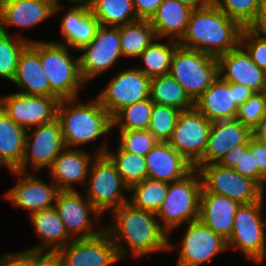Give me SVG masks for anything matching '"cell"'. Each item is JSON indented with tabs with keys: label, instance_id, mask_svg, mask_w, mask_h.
Returning a JSON list of instances; mask_svg holds the SVG:
<instances>
[{
	"label": "cell",
	"instance_id": "cell-45",
	"mask_svg": "<svg viewBox=\"0 0 266 266\" xmlns=\"http://www.w3.org/2000/svg\"><path fill=\"white\" fill-rule=\"evenodd\" d=\"M29 266H62L58 250H34L29 248Z\"/></svg>",
	"mask_w": 266,
	"mask_h": 266
},
{
	"label": "cell",
	"instance_id": "cell-47",
	"mask_svg": "<svg viewBox=\"0 0 266 266\" xmlns=\"http://www.w3.org/2000/svg\"><path fill=\"white\" fill-rule=\"evenodd\" d=\"M0 266H29V249L1 255Z\"/></svg>",
	"mask_w": 266,
	"mask_h": 266
},
{
	"label": "cell",
	"instance_id": "cell-44",
	"mask_svg": "<svg viewBox=\"0 0 266 266\" xmlns=\"http://www.w3.org/2000/svg\"><path fill=\"white\" fill-rule=\"evenodd\" d=\"M240 45L247 51L252 61L266 72V36L243 28L240 35Z\"/></svg>",
	"mask_w": 266,
	"mask_h": 266
},
{
	"label": "cell",
	"instance_id": "cell-6",
	"mask_svg": "<svg viewBox=\"0 0 266 266\" xmlns=\"http://www.w3.org/2000/svg\"><path fill=\"white\" fill-rule=\"evenodd\" d=\"M68 47L55 41L40 40V60L50 89L60 99L78 98L86 84L80 74L79 58Z\"/></svg>",
	"mask_w": 266,
	"mask_h": 266
},
{
	"label": "cell",
	"instance_id": "cell-4",
	"mask_svg": "<svg viewBox=\"0 0 266 266\" xmlns=\"http://www.w3.org/2000/svg\"><path fill=\"white\" fill-rule=\"evenodd\" d=\"M201 191V176L195 168L183 179L169 183L166 197L156 214L168 235L183 224L199 219Z\"/></svg>",
	"mask_w": 266,
	"mask_h": 266
},
{
	"label": "cell",
	"instance_id": "cell-31",
	"mask_svg": "<svg viewBox=\"0 0 266 266\" xmlns=\"http://www.w3.org/2000/svg\"><path fill=\"white\" fill-rule=\"evenodd\" d=\"M149 97L153 103L173 107L180 111L194 108V102L170 74L151 78Z\"/></svg>",
	"mask_w": 266,
	"mask_h": 266
},
{
	"label": "cell",
	"instance_id": "cell-5",
	"mask_svg": "<svg viewBox=\"0 0 266 266\" xmlns=\"http://www.w3.org/2000/svg\"><path fill=\"white\" fill-rule=\"evenodd\" d=\"M265 188L262 189L260 200L240 204L234 216V227L227 241V248L241 251L246 258L255 263L266 259V227L263 220Z\"/></svg>",
	"mask_w": 266,
	"mask_h": 266
},
{
	"label": "cell",
	"instance_id": "cell-46",
	"mask_svg": "<svg viewBox=\"0 0 266 266\" xmlns=\"http://www.w3.org/2000/svg\"><path fill=\"white\" fill-rule=\"evenodd\" d=\"M163 0H133V7L138 19L150 20Z\"/></svg>",
	"mask_w": 266,
	"mask_h": 266
},
{
	"label": "cell",
	"instance_id": "cell-33",
	"mask_svg": "<svg viewBox=\"0 0 266 266\" xmlns=\"http://www.w3.org/2000/svg\"><path fill=\"white\" fill-rule=\"evenodd\" d=\"M159 40L163 39L155 38L138 57L144 66L137 68L149 78L169 74L172 55L179 45L178 41L172 39H168L166 43Z\"/></svg>",
	"mask_w": 266,
	"mask_h": 266
},
{
	"label": "cell",
	"instance_id": "cell-10",
	"mask_svg": "<svg viewBox=\"0 0 266 266\" xmlns=\"http://www.w3.org/2000/svg\"><path fill=\"white\" fill-rule=\"evenodd\" d=\"M80 74L87 84L113 68L120 57H123L119 27L99 26L94 39L80 50Z\"/></svg>",
	"mask_w": 266,
	"mask_h": 266
},
{
	"label": "cell",
	"instance_id": "cell-35",
	"mask_svg": "<svg viewBox=\"0 0 266 266\" xmlns=\"http://www.w3.org/2000/svg\"><path fill=\"white\" fill-rule=\"evenodd\" d=\"M220 166L233 168L242 176L257 182L262 188H266V179L254 167V138L251 137L246 144L230 149L217 162Z\"/></svg>",
	"mask_w": 266,
	"mask_h": 266
},
{
	"label": "cell",
	"instance_id": "cell-51",
	"mask_svg": "<svg viewBox=\"0 0 266 266\" xmlns=\"http://www.w3.org/2000/svg\"><path fill=\"white\" fill-rule=\"evenodd\" d=\"M193 10L205 7L211 0H177Z\"/></svg>",
	"mask_w": 266,
	"mask_h": 266
},
{
	"label": "cell",
	"instance_id": "cell-20",
	"mask_svg": "<svg viewBox=\"0 0 266 266\" xmlns=\"http://www.w3.org/2000/svg\"><path fill=\"white\" fill-rule=\"evenodd\" d=\"M19 180L5 192L4 198L11 201L12 206L27 210L29 215L54 207L60 192L57 185L43 182L38 176L21 171H10Z\"/></svg>",
	"mask_w": 266,
	"mask_h": 266
},
{
	"label": "cell",
	"instance_id": "cell-24",
	"mask_svg": "<svg viewBox=\"0 0 266 266\" xmlns=\"http://www.w3.org/2000/svg\"><path fill=\"white\" fill-rule=\"evenodd\" d=\"M252 131L236 119L212 122L203 157L194 166L217 163L230 149L246 144Z\"/></svg>",
	"mask_w": 266,
	"mask_h": 266
},
{
	"label": "cell",
	"instance_id": "cell-22",
	"mask_svg": "<svg viewBox=\"0 0 266 266\" xmlns=\"http://www.w3.org/2000/svg\"><path fill=\"white\" fill-rule=\"evenodd\" d=\"M218 75L225 81L248 87L255 93L266 92V72L259 68L239 44L217 58Z\"/></svg>",
	"mask_w": 266,
	"mask_h": 266
},
{
	"label": "cell",
	"instance_id": "cell-27",
	"mask_svg": "<svg viewBox=\"0 0 266 266\" xmlns=\"http://www.w3.org/2000/svg\"><path fill=\"white\" fill-rule=\"evenodd\" d=\"M240 204L223 195L201 192L199 220L228 241L234 227V216Z\"/></svg>",
	"mask_w": 266,
	"mask_h": 266
},
{
	"label": "cell",
	"instance_id": "cell-1",
	"mask_svg": "<svg viewBox=\"0 0 266 266\" xmlns=\"http://www.w3.org/2000/svg\"><path fill=\"white\" fill-rule=\"evenodd\" d=\"M110 217L112 221L105 226V230L116 245L122 261L129 255L140 258L153 252L174 250L175 245L171 243L172 240L161 227L155 213L126 202L114 209Z\"/></svg>",
	"mask_w": 266,
	"mask_h": 266
},
{
	"label": "cell",
	"instance_id": "cell-14",
	"mask_svg": "<svg viewBox=\"0 0 266 266\" xmlns=\"http://www.w3.org/2000/svg\"><path fill=\"white\" fill-rule=\"evenodd\" d=\"M32 130L34 129L26 130L24 156L21 166L17 169L25 173H28L29 167L33 171H39L44 167L49 169L55 158L66 148L57 119Z\"/></svg>",
	"mask_w": 266,
	"mask_h": 266
},
{
	"label": "cell",
	"instance_id": "cell-8",
	"mask_svg": "<svg viewBox=\"0 0 266 266\" xmlns=\"http://www.w3.org/2000/svg\"><path fill=\"white\" fill-rule=\"evenodd\" d=\"M85 197L104 216L128 202L123 191H129L115 164L106 155H97L93 160L86 182Z\"/></svg>",
	"mask_w": 266,
	"mask_h": 266
},
{
	"label": "cell",
	"instance_id": "cell-3",
	"mask_svg": "<svg viewBox=\"0 0 266 266\" xmlns=\"http://www.w3.org/2000/svg\"><path fill=\"white\" fill-rule=\"evenodd\" d=\"M90 102L78 98L61 99L57 108V120L66 148L80 149L81 145L98 139L112 131V117L97 97Z\"/></svg>",
	"mask_w": 266,
	"mask_h": 266
},
{
	"label": "cell",
	"instance_id": "cell-37",
	"mask_svg": "<svg viewBox=\"0 0 266 266\" xmlns=\"http://www.w3.org/2000/svg\"><path fill=\"white\" fill-rule=\"evenodd\" d=\"M105 154L115 164L124 184L129 189L147 179L145 157L123 151L119 146L117 151L108 147Z\"/></svg>",
	"mask_w": 266,
	"mask_h": 266
},
{
	"label": "cell",
	"instance_id": "cell-32",
	"mask_svg": "<svg viewBox=\"0 0 266 266\" xmlns=\"http://www.w3.org/2000/svg\"><path fill=\"white\" fill-rule=\"evenodd\" d=\"M88 6L101 26L120 27L139 20L133 0H93Z\"/></svg>",
	"mask_w": 266,
	"mask_h": 266
},
{
	"label": "cell",
	"instance_id": "cell-11",
	"mask_svg": "<svg viewBox=\"0 0 266 266\" xmlns=\"http://www.w3.org/2000/svg\"><path fill=\"white\" fill-rule=\"evenodd\" d=\"M54 207L73 240L95 237L105 230V226L94 229L103 215L78 190L60 191Z\"/></svg>",
	"mask_w": 266,
	"mask_h": 266
},
{
	"label": "cell",
	"instance_id": "cell-23",
	"mask_svg": "<svg viewBox=\"0 0 266 266\" xmlns=\"http://www.w3.org/2000/svg\"><path fill=\"white\" fill-rule=\"evenodd\" d=\"M20 53L16 74L12 82L19 87L18 93L58 97L51 89L40 60V40L31 39Z\"/></svg>",
	"mask_w": 266,
	"mask_h": 266
},
{
	"label": "cell",
	"instance_id": "cell-2",
	"mask_svg": "<svg viewBox=\"0 0 266 266\" xmlns=\"http://www.w3.org/2000/svg\"><path fill=\"white\" fill-rule=\"evenodd\" d=\"M242 27L211 1L192 11L180 46L218 58L240 44Z\"/></svg>",
	"mask_w": 266,
	"mask_h": 266
},
{
	"label": "cell",
	"instance_id": "cell-41",
	"mask_svg": "<svg viewBox=\"0 0 266 266\" xmlns=\"http://www.w3.org/2000/svg\"><path fill=\"white\" fill-rule=\"evenodd\" d=\"M211 2L242 28H248L256 18L261 0H211Z\"/></svg>",
	"mask_w": 266,
	"mask_h": 266
},
{
	"label": "cell",
	"instance_id": "cell-39",
	"mask_svg": "<svg viewBox=\"0 0 266 266\" xmlns=\"http://www.w3.org/2000/svg\"><path fill=\"white\" fill-rule=\"evenodd\" d=\"M11 35L0 31V76L12 82L19 55L32 40L17 33Z\"/></svg>",
	"mask_w": 266,
	"mask_h": 266
},
{
	"label": "cell",
	"instance_id": "cell-19",
	"mask_svg": "<svg viewBox=\"0 0 266 266\" xmlns=\"http://www.w3.org/2000/svg\"><path fill=\"white\" fill-rule=\"evenodd\" d=\"M107 148L108 141L105 139L93 154L82 149L65 148L47 170L51 181L60 191H76L74 185L86 184L93 160L97 155L105 154Z\"/></svg>",
	"mask_w": 266,
	"mask_h": 266
},
{
	"label": "cell",
	"instance_id": "cell-50",
	"mask_svg": "<svg viewBox=\"0 0 266 266\" xmlns=\"http://www.w3.org/2000/svg\"><path fill=\"white\" fill-rule=\"evenodd\" d=\"M252 137L259 143L266 145V116L264 119L252 130Z\"/></svg>",
	"mask_w": 266,
	"mask_h": 266
},
{
	"label": "cell",
	"instance_id": "cell-53",
	"mask_svg": "<svg viewBox=\"0 0 266 266\" xmlns=\"http://www.w3.org/2000/svg\"><path fill=\"white\" fill-rule=\"evenodd\" d=\"M265 214H266V212H265ZM264 219V223H265V227H266V215H264V217H263Z\"/></svg>",
	"mask_w": 266,
	"mask_h": 266
},
{
	"label": "cell",
	"instance_id": "cell-25",
	"mask_svg": "<svg viewBox=\"0 0 266 266\" xmlns=\"http://www.w3.org/2000/svg\"><path fill=\"white\" fill-rule=\"evenodd\" d=\"M147 178L171 183L183 179L193 165L168 142H157L145 156Z\"/></svg>",
	"mask_w": 266,
	"mask_h": 266
},
{
	"label": "cell",
	"instance_id": "cell-28",
	"mask_svg": "<svg viewBox=\"0 0 266 266\" xmlns=\"http://www.w3.org/2000/svg\"><path fill=\"white\" fill-rule=\"evenodd\" d=\"M193 9L177 0H163L149 20L156 38L180 41L185 35Z\"/></svg>",
	"mask_w": 266,
	"mask_h": 266
},
{
	"label": "cell",
	"instance_id": "cell-36",
	"mask_svg": "<svg viewBox=\"0 0 266 266\" xmlns=\"http://www.w3.org/2000/svg\"><path fill=\"white\" fill-rule=\"evenodd\" d=\"M169 183L147 178L133 185L128 200L134 207L157 214L168 192Z\"/></svg>",
	"mask_w": 266,
	"mask_h": 266
},
{
	"label": "cell",
	"instance_id": "cell-15",
	"mask_svg": "<svg viewBox=\"0 0 266 266\" xmlns=\"http://www.w3.org/2000/svg\"><path fill=\"white\" fill-rule=\"evenodd\" d=\"M211 126L195 107L181 111L168 143L194 166L204 155Z\"/></svg>",
	"mask_w": 266,
	"mask_h": 266
},
{
	"label": "cell",
	"instance_id": "cell-49",
	"mask_svg": "<svg viewBox=\"0 0 266 266\" xmlns=\"http://www.w3.org/2000/svg\"><path fill=\"white\" fill-rule=\"evenodd\" d=\"M254 167L266 179V145L254 139Z\"/></svg>",
	"mask_w": 266,
	"mask_h": 266
},
{
	"label": "cell",
	"instance_id": "cell-52",
	"mask_svg": "<svg viewBox=\"0 0 266 266\" xmlns=\"http://www.w3.org/2000/svg\"><path fill=\"white\" fill-rule=\"evenodd\" d=\"M93 0H67V3L69 4H85L89 5ZM61 1L57 0V3Z\"/></svg>",
	"mask_w": 266,
	"mask_h": 266
},
{
	"label": "cell",
	"instance_id": "cell-29",
	"mask_svg": "<svg viewBox=\"0 0 266 266\" xmlns=\"http://www.w3.org/2000/svg\"><path fill=\"white\" fill-rule=\"evenodd\" d=\"M29 217L33 229L41 241V244H36L30 249L59 250L73 240L69 236L55 207L34 212Z\"/></svg>",
	"mask_w": 266,
	"mask_h": 266
},
{
	"label": "cell",
	"instance_id": "cell-13",
	"mask_svg": "<svg viewBox=\"0 0 266 266\" xmlns=\"http://www.w3.org/2000/svg\"><path fill=\"white\" fill-rule=\"evenodd\" d=\"M151 78L136 66L119 71L96 96L111 117L125 106L149 98Z\"/></svg>",
	"mask_w": 266,
	"mask_h": 266
},
{
	"label": "cell",
	"instance_id": "cell-7",
	"mask_svg": "<svg viewBox=\"0 0 266 266\" xmlns=\"http://www.w3.org/2000/svg\"><path fill=\"white\" fill-rule=\"evenodd\" d=\"M169 74L195 102L218 75L216 57L178 45L172 55Z\"/></svg>",
	"mask_w": 266,
	"mask_h": 266
},
{
	"label": "cell",
	"instance_id": "cell-18",
	"mask_svg": "<svg viewBox=\"0 0 266 266\" xmlns=\"http://www.w3.org/2000/svg\"><path fill=\"white\" fill-rule=\"evenodd\" d=\"M58 252L62 266H111L122 261L106 230L95 237L72 240Z\"/></svg>",
	"mask_w": 266,
	"mask_h": 266
},
{
	"label": "cell",
	"instance_id": "cell-16",
	"mask_svg": "<svg viewBox=\"0 0 266 266\" xmlns=\"http://www.w3.org/2000/svg\"><path fill=\"white\" fill-rule=\"evenodd\" d=\"M60 100L15 92L0 97V107L16 124L28 130L54 121Z\"/></svg>",
	"mask_w": 266,
	"mask_h": 266
},
{
	"label": "cell",
	"instance_id": "cell-21",
	"mask_svg": "<svg viewBox=\"0 0 266 266\" xmlns=\"http://www.w3.org/2000/svg\"><path fill=\"white\" fill-rule=\"evenodd\" d=\"M57 1L0 0V31L9 34L7 26L31 29L58 15L63 9Z\"/></svg>",
	"mask_w": 266,
	"mask_h": 266
},
{
	"label": "cell",
	"instance_id": "cell-12",
	"mask_svg": "<svg viewBox=\"0 0 266 266\" xmlns=\"http://www.w3.org/2000/svg\"><path fill=\"white\" fill-rule=\"evenodd\" d=\"M255 92L218 76L194 102V107L211 122L236 119L238 108Z\"/></svg>",
	"mask_w": 266,
	"mask_h": 266
},
{
	"label": "cell",
	"instance_id": "cell-30",
	"mask_svg": "<svg viewBox=\"0 0 266 266\" xmlns=\"http://www.w3.org/2000/svg\"><path fill=\"white\" fill-rule=\"evenodd\" d=\"M26 130L16 124L0 107V160L16 171L24 156Z\"/></svg>",
	"mask_w": 266,
	"mask_h": 266
},
{
	"label": "cell",
	"instance_id": "cell-54",
	"mask_svg": "<svg viewBox=\"0 0 266 266\" xmlns=\"http://www.w3.org/2000/svg\"><path fill=\"white\" fill-rule=\"evenodd\" d=\"M38 1H57V0H38Z\"/></svg>",
	"mask_w": 266,
	"mask_h": 266
},
{
	"label": "cell",
	"instance_id": "cell-34",
	"mask_svg": "<svg viewBox=\"0 0 266 266\" xmlns=\"http://www.w3.org/2000/svg\"><path fill=\"white\" fill-rule=\"evenodd\" d=\"M120 45L124 57L137 58L156 38L149 20L139 19L119 27Z\"/></svg>",
	"mask_w": 266,
	"mask_h": 266
},
{
	"label": "cell",
	"instance_id": "cell-43",
	"mask_svg": "<svg viewBox=\"0 0 266 266\" xmlns=\"http://www.w3.org/2000/svg\"><path fill=\"white\" fill-rule=\"evenodd\" d=\"M265 116L266 92H258L239 106L236 120L252 131Z\"/></svg>",
	"mask_w": 266,
	"mask_h": 266
},
{
	"label": "cell",
	"instance_id": "cell-40",
	"mask_svg": "<svg viewBox=\"0 0 266 266\" xmlns=\"http://www.w3.org/2000/svg\"><path fill=\"white\" fill-rule=\"evenodd\" d=\"M181 111L166 105L153 103L148 131L158 142H168L175 129Z\"/></svg>",
	"mask_w": 266,
	"mask_h": 266
},
{
	"label": "cell",
	"instance_id": "cell-26",
	"mask_svg": "<svg viewBox=\"0 0 266 266\" xmlns=\"http://www.w3.org/2000/svg\"><path fill=\"white\" fill-rule=\"evenodd\" d=\"M70 6L60 23V33L65 41L55 43L79 51L94 39L100 24L92 15L88 5L71 4Z\"/></svg>",
	"mask_w": 266,
	"mask_h": 266
},
{
	"label": "cell",
	"instance_id": "cell-9",
	"mask_svg": "<svg viewBox=\"0 0 266 266\" xmlns=\"http://www.w3.org/2000/svg\"><path fill=\"white\" fill-rule=\"evenodd\" d=\"M193 167L199 171L201 176V192L223 195L239 204H249L260 200L263 188L233 168L222 167L218 163Z\"/></svg>",
	"mask_w": 266,
	"mask_h": 266
},
{
	"label": "cell",
	"instance_id": "cell-42",
	"mask_svg": "<svg viewBox=\"0 0 266 266\" xmlns=\"http://www.w3.org/2000/svg\"><path fill=\"white\" fill-rule=\"evenodd\" d=\"M118 146L126 152L145 157L158 142L147 130H119Z\"/></svg>",
	"mask_w": 266,
	"mask_h": 266
},
{
	"label": "cell",
	"instance_id": "cell-48",
	"mask_svg": "<svg viewBox=\"0 0 266 266\" xmlns=\"http://www.w3.org/2000/svg\"><path fill=\"white\" fill-rule=\"evenodd\" d=\"M248 29L258 35L266 36V0H261L256 18Z\"/></svg>",
	"mask_w": 266,
	"mask_h": 266
},
{
	"label": "cell",
	"instance_id": "cell-17",
	"mask_svg": "<svg viewBox=\"0 0 266 266\" xmlns=\"http://www.w3.org/2000/svg\"><path fill=\"white\" fill-rule=\"evenodd\" d=\"M184 227L182 241L176 246L180 249L177 266H200L228 250L227 241L199 219Z\"/></svg>",
	"mask_w": 266,
	"mask_h": 266
},
{
	"label": "cell",
	"instance_id": "cell-55",
	"mask_svg": "<svg viewBox=\"0 0 266 266\" xmlns=\"http://www.w3.org/2000/svg\"><path fill=\"white\" fill-rule=\"evenodd\" d=\"M4 163L0 160V167H3Z\"/></svg>",
	"mask_w": 266,
	"mask_h": 266
},
{
	"label": "cell",
	"instance_id": "cell-38",
	"mask_svg": "<svg viewBox=\"0 0 266 266\" xmlns=\"http://www.w3.org/2000/svg\"><path fill=\"white\" fill-rule=\"evenodd\" d=\"M153 102L149 98L125 106L112 117V128L118 130L148 129Z\"/></svg>",
	"mask_w": 266,
	"mask_h": 266
}]
</instances>
